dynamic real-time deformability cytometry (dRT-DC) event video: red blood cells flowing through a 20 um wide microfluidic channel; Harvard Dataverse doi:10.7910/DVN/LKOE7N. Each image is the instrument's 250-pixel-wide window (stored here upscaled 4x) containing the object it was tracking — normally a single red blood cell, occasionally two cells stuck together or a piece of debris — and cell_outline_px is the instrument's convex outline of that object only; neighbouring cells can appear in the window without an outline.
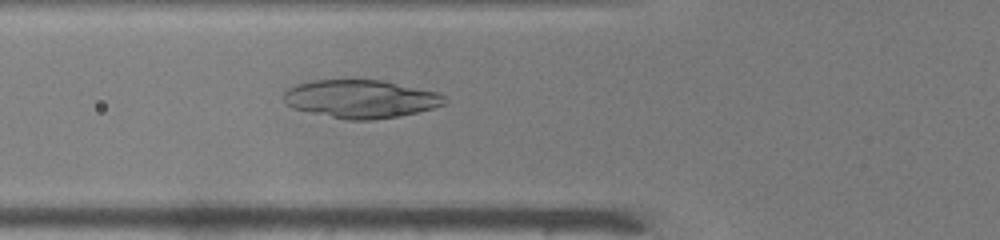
{"species": "common noctule bat (a hibernating species)", "species_latin": "Nyctalus noctula", "temperature_condition": "warm", "stored_images_in_passage": 36, "camera_frame_rate_fps": 3000, "um_per_image_px": 0.085, "animal": {"sex": "male", "body_mass_g": 19.0, "forearm_length_mm": 50.8}, "frame": {"image": 1, "passage_image": 5, "time_ms": 1.333, "image_size_px": [1000, 240], "cell_outline_px": [[448, 100], [444, 104], [432, 108], [400, 116], [372, 120], [348, 120], [292, 108], [284, 104], [280, 96], [288, 88], [296, 84], [312, 80], [384, 80], [436, 92], [444, 96]], "centroid_in_image_um": [30.61, 8.4], "position_along_channel_um": 95.2, "area_um2": 35.89}}
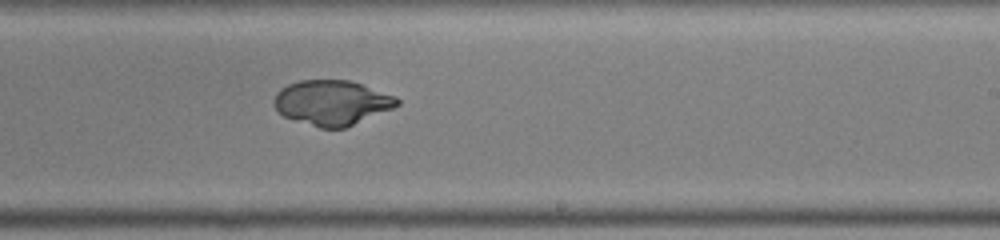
{"frame": {"image": 2, "passage_image": 17, "time_ms": 5.333, "image_size_px": [1000, 240], "cell_outline_px": [[400, 104], [392, 108], [348, 128], [320, 128], [284, 116], [272, 104], [272, 100], [276, 92], [280, 88], [288, 84], [300, 80], [348, 80], [396, 96], [400, 100]], "centroid_in_image_um": [28.2, 8.73], "position_along_channel_um": 260.8, "area_um2": 32.25}}
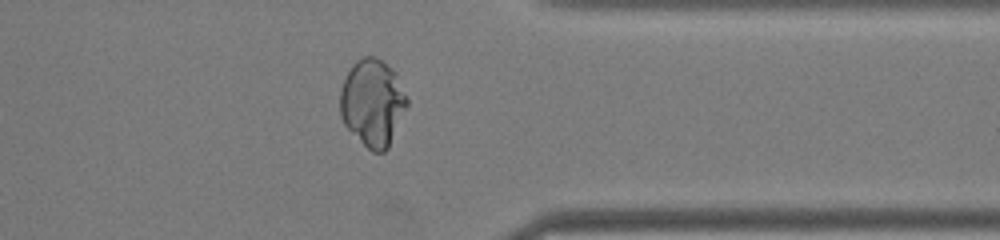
{"frame": {"image": 3, "passage_image": 26, "time_ms": 8.333, "image_size_px": [1000, 240], "cell_outline_px": [[408, 104], [388, 148], [384, 152], [372, 152], [344, 124], [340, 116], [340, 88], [352, 64], [356, 60], [364, 56], [376, 56], [392, 68], [396, 72], [408, 100]], "centroid_in_image_um": [31.67, 8.7], "position_along_channel_um": 379.7, "area_um2": 33.87}}